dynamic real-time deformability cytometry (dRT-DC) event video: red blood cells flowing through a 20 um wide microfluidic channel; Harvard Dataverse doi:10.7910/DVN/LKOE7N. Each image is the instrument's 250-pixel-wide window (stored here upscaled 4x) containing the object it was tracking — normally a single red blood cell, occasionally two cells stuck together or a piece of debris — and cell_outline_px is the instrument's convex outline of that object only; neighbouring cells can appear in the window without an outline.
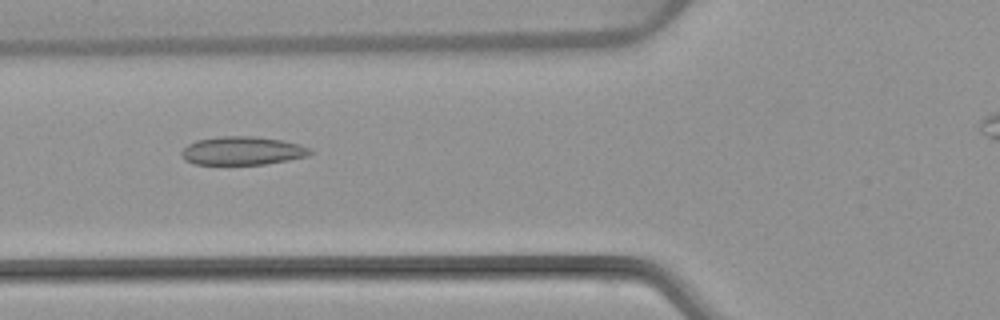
{"species": "common noctule bat (a hibernating species)", "species_latin": "Nyctalus noctula", "temperature_condition": "warm", "stored_images_in_passage": 47, "camera_frame_rate_fps": 3000, "um_per_image_px": 0.085, "animal": {"sex": "female", "body_mass_g": 22.7, "forearm_length_mm": 54.2}, "frame": {"image": 1, "passage_image": 19, "time_ms": 6.0, "image_size_px": [1000, 320], "cell_outline_px": [[312, 152], [308, 156], [288, 160], [264, 164], [196, 164], [184, 160], [180, 156], [180, 152], [188, 144], [196, 140], [220, 136], [256, 136], [280, 140], [300, 144], [312, 148]], "centroid_in_image_um": [20.6, 12.81], "position_along_channel_um": 105.2, "area_um2": 21.39}}
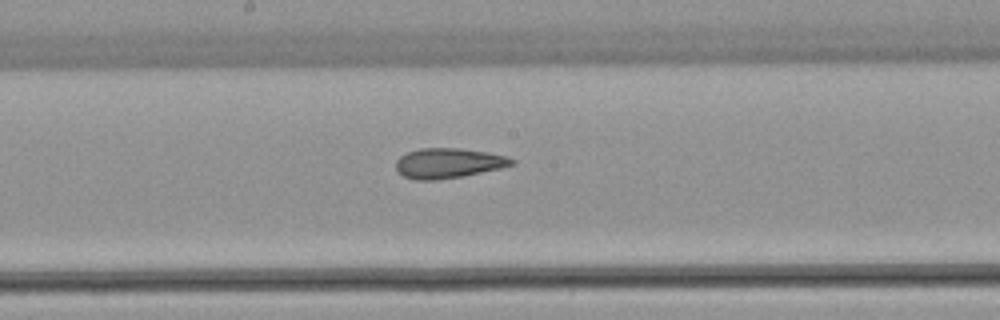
{"frame": {"image": 2, "passage_image": 27, "time_ms": 8.667, "image_size_px": [1000, 320], "cell_outline_px": [[516, 164], [500, 168], [464, 176], [436, 180], [416, 180], [404, 176], [396, 172], [396, 160], [400, 156], [408, 152], [420, 148], [460, 148], [508, 156], [516, 160]], "centroid_in_image_um": [38.11, 13.87], "position_along_channel_um": 210.1, "area_um2": 20.35}}
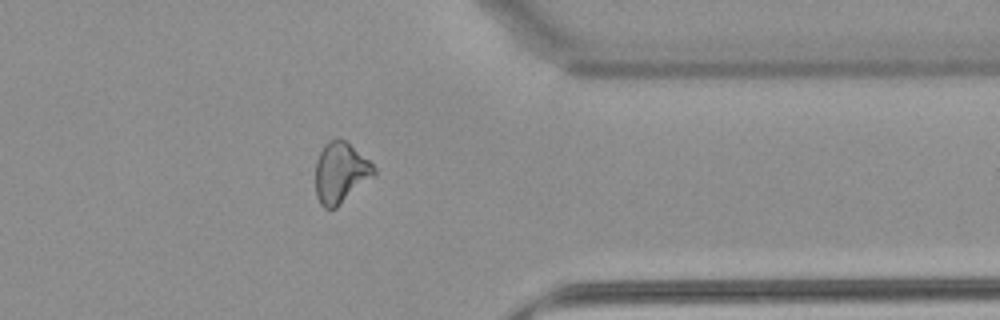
{"frame": {"image": 3, "passage_image": 41, "time_ms": 13.333, "image_size_px": [1000, 320], "cell_outline_px": [[376, 176], [336, 208], [324, 208], [320, 204], [316, 196], [316, 160], [324, 144], [328, 140], [336, 136], [340, 136], [368, 160], [376, 168]], "centroid_in_image_um": [28.96, 14.67], "position_along_channel_um": 382.4, "area_um2": 21.04}, "authors_computed_cell_mechanics": {"area_um2": 21.097, "velocity_mm_per_s": 3.9289, "shape_relaxation_time_tau1_ms": null, "shape_relaxation_time_tau2_ms": 3.0772, "deformation_change_tau1": null, "deformation_change_tau2": 0.1158}}